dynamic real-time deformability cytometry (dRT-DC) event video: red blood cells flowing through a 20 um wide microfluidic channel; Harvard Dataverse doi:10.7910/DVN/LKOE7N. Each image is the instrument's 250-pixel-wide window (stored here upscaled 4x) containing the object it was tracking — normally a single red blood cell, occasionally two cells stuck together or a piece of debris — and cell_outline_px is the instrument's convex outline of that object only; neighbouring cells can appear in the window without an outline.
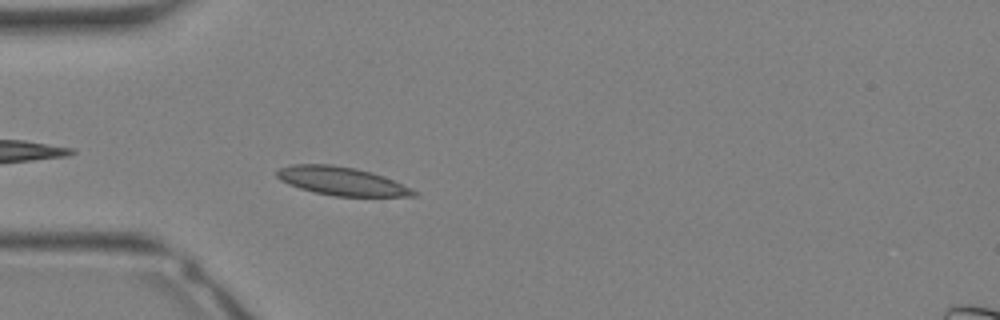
{"species": "Egyptian fruit bat (a non-hibernating species)", "species_latin": "Rousettus aegyptiacus", "temperature_condition": "warm", "stored_images_in_passage": 26, "camera_frame_rate_fps": 3000, "um_per_image_px": 0.085, "animal": {"sex": "female"}, "frame": {"image": 1, "passage_image": 2, "time_ms": 0.333, "image_size_px": [1000, 320], "cell_outline_px": [[420, 192], [416, 196], [336, 196], [312, 192], [288, 184], [280, 180], [276, 176], [276, 172], [280, 168], [292, 164], [332, 164], [356, 168], [372, 172], [384, 176], [412, 188]], "centroid_in_image_um": [29.05, 15.39], "position_along_channel_um": 55.9, "area_um2": 22.77}}
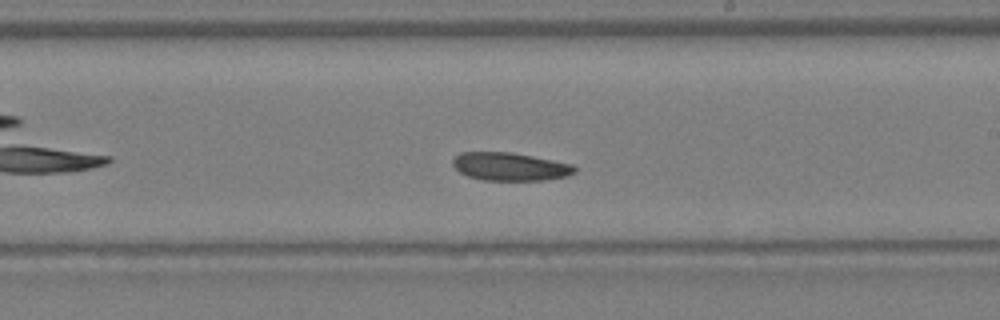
{"frame": {"image": 2, "passage_image": 12, "time_ms": 3.667, "image_size_px": [1000, 320], "cell_outline_px": [[576, 172], [568, 176], [544, 180], [484, 180], [468, 176], [460, 172], [452, 164], [452, 160], [460, 152], [508, 152], [532, 156], [572, 164], [576, 168]], "centroid_in_image_um": [43.35, 14.16], "position_along_channel_um": 245.6, "area_um2": 19.83}}
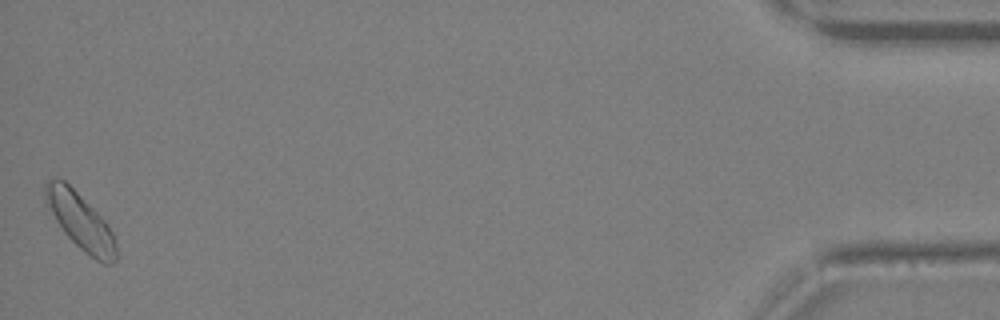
{"frame": {"image": 3, "passage_image": 26, "time_ms": 8.333, "image_size_px": [1000, 320], "cell_outline_px": [[116, 260], [112, 264], [104, 264], [96, 260], [84, 252], [64, 232], [44, 204], [44, 184], [48, 180], [56, 176], [64, 180], [104, 220], [116, 236]], "centroid_in_image_um": [6.81, 18.8], "position_along_channel_um": 428.4, "area_um2": 23.24}}